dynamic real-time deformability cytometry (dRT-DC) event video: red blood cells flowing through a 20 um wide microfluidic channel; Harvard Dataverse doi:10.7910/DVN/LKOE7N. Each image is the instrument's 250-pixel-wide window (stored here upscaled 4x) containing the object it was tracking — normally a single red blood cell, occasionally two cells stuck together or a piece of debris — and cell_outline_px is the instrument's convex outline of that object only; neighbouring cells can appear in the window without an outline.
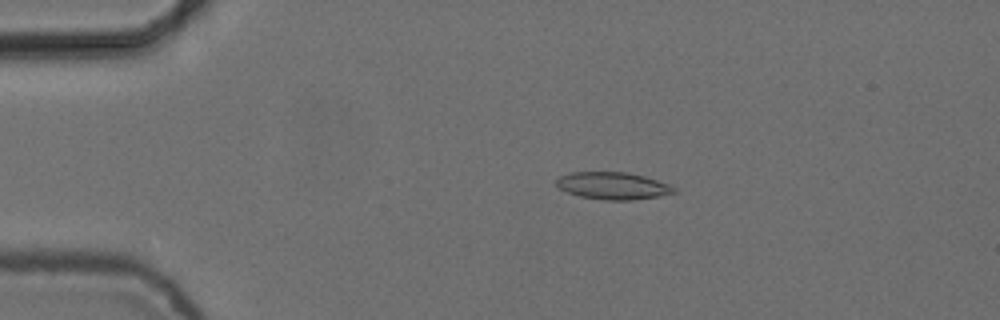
{"species": "common noctule bat (a hibernating species)", "species_latin": "Nyctalus noctula", "temperature_condition": "cold", "stored_images_in_passage": 5, "camera_frame_rate_fps": 3000, "um_per_image_px": 0.085, "animal": {"sex": "female", "body_mass_g": 24.6, "forearm_length_mm": 56.2}, "frame": {"image": 1, "passage_image": 3, "time_ms": 0.667, "image_size_px": [1000, 320], "cell_outline_px": [[676, 192], [660, 196], [632, 200], [604, 200], [580, 196], [568, 192], [560, 188], [556, 184], [556, 180], [560, 176], [572, 172], [628, 172], [644, 176], [668, 184], [676, 188]], "centroid_in_image_um": [52.11, 15.79], "position_along_channel_um": 32.9, "area_um2": 18.55}}